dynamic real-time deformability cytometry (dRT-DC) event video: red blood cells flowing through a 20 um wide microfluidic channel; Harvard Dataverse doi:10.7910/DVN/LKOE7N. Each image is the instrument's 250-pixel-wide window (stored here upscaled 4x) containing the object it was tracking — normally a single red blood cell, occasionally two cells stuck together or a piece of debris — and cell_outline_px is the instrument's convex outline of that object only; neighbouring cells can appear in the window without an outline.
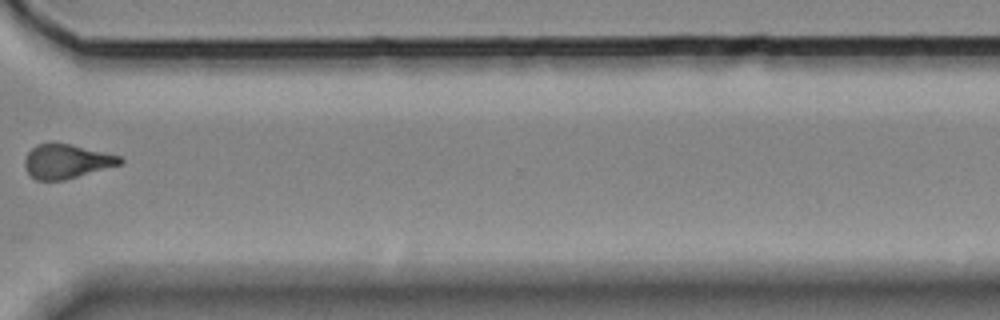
{"species": "Egyptian fruit bat (a non-hibernating species)", "species_latin": "Rousettus aegyptiacus", "temperature_condition": "room temperature", "stored_images_in_passage": 15, "segment_of_instrument_passage": [2, 2], "camera_frame_rate_fps": 3000, "um_per_image_px": 0.085, "animal": {"sex": "female"}, "frame": {"image": 1, "passage_image": 12, "time_ms": 14.333, "image_size_px": [1000, 320], "cell_outline_px": [[124, 164], [64, 180], [36, 180], [24, 168], [24, 160], [28, 152], [36, 144], [52, 140], [72, 144], [120, 156], [124, 160]], "centroid_in_image_um": [5.65, 13.68], "position_along_channel_um": 364.9, "area_um2": 19.48}}